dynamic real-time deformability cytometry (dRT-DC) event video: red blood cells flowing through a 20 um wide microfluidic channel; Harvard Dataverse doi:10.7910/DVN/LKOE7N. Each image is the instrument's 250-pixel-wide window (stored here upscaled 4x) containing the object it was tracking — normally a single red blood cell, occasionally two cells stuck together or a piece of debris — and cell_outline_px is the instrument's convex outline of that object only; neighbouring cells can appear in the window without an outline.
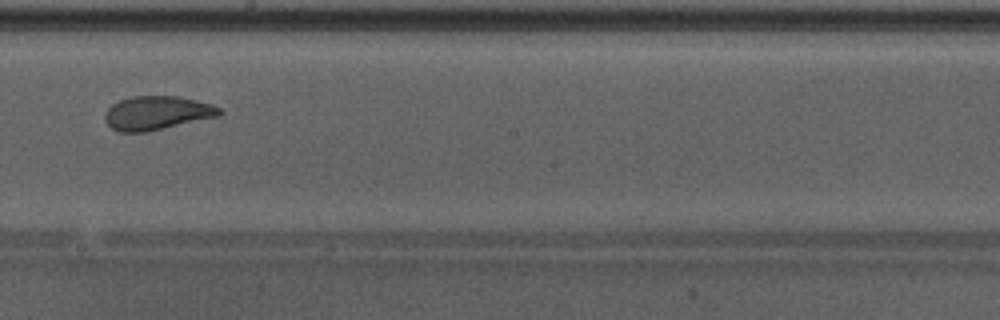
{"species": "Egyptian fruit bat (a non-hibernating species)", "species_latin": "Rousettus aegyptiacus", "temperature_condition": "warm", "stored_images_in_passage": 41, "camera_frame_rate_fps": 3000, "um_per_image_px": 0.085, "animal": {"sex": "male"}, "frame": {"image": 1, "passage_image": 24, "time_ms": 7.667, "image_size_px": [1000, 320], "cell_outline_px": [[224, 112], [220, 116], [144, 132], [120, 132], [112, 128], [104, 120], [104, 116], [108, 108], [112, 104], [120, 100], [132, 96], [180, 96], [212, 104], [220, 108]], "centroid_in_image_um": [13.36, 9.59], "position_along_channel_um": 234.8, "area_um2": 22.54}, "authors_computed_cell_mechanics": {"area_um2": 23.698, "velocity_mm_per_s": 4.2913, "shape_relaxation_time_tau1_ms": 9.6694, "shape_relaxation_time_tau2_ms": 0.9081, "deformation_change_tau1": 0.229, "deformation_change_tau2": 0.0657}}